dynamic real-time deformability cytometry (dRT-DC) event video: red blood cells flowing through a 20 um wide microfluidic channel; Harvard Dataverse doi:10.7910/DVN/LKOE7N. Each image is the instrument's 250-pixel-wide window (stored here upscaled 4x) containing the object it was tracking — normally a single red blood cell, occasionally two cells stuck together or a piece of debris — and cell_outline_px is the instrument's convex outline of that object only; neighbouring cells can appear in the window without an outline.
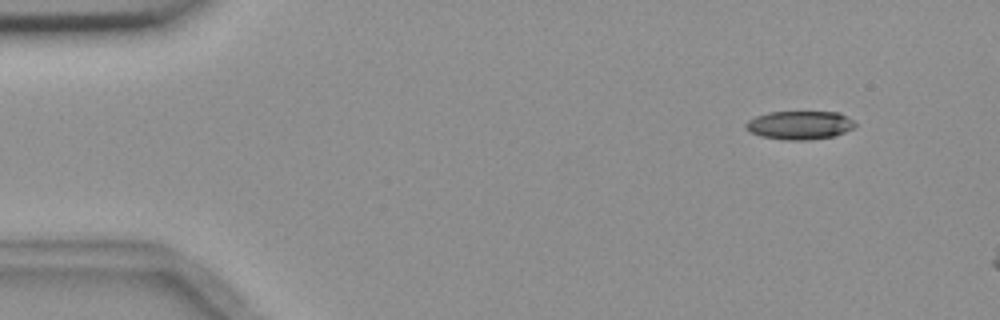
{"species": "common noctule bat (a hibernating species)", "species_latin": "Nyctalus noctula", "temperature_condition": "room temperature", "stored_images_in_passage": 4, "camera_frame_rate_fps": 3000, "um_per_image_px": 0.085, "animal": {"sex": "female", "body_mass_g": 18.4}, "frame": {"image": 1, "passage_image": 2, "time_ms": 1.333, "image_size_px": [1000, 320], "cell_outline_px": [[856, 124], [852, 128], [844, 132], [832, 136], [808, 140], [784, 140], [760, 136], [744, 128], [744, 124], [748, 120], [756, 116], [768, 112], [840, 112], [852, 120]], "centroid_in_image_um": [67.93, 10.63], "position_along_channel_um": 17.1, "area_um2": 18.09}}